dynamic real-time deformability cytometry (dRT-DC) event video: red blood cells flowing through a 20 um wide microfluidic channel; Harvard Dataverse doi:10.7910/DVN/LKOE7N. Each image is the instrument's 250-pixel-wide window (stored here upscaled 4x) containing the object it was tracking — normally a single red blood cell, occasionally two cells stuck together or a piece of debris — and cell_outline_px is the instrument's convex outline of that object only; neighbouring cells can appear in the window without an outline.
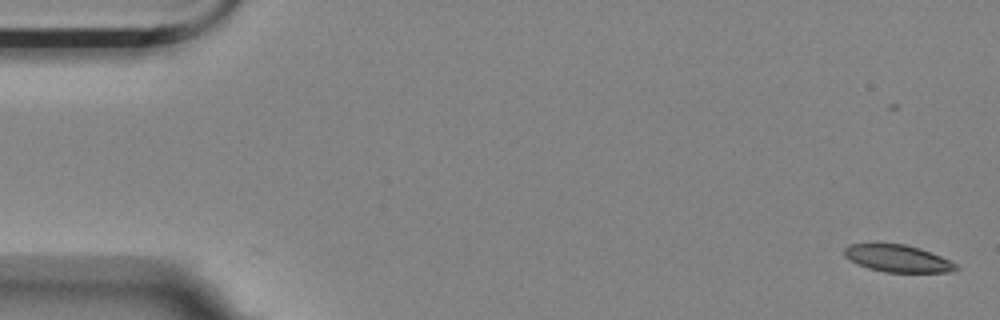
{"species": "Egyptian fruit bat (a non-hibernating species)", "species_latin": "Rousettus aegyptiacus", "temperature_condition": "room temperature", "stored_images_in_passage": 2, "camera_frame_rate_fps": 3000, "um_per_image_px": 0.085, "animal": {"sex": "female"}, "frame": {"image": 1, "passage_image": 2, "time_ms": 0.333, "image_size_px": [1000, 320], "cell_outline_px": [[960, 268], [948, 272], [884, 272], [868, 268], [844, 256], [844, 248], [848, 244], [904, 244], [920, 248], [940, 256], [956, 264]], "centroid_in_image_um": [76.3, 21.97], "position_along_channel_um": 8.7, "area_um2": 17.4}}